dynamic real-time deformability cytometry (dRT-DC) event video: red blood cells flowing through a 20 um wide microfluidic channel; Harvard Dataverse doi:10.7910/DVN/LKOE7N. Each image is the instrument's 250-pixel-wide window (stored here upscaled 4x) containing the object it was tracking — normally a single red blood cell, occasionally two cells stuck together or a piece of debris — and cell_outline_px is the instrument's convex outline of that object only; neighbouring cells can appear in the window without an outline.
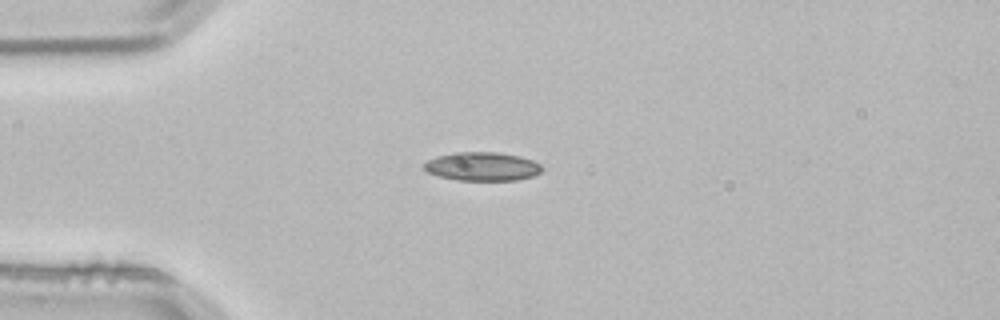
{"species": "common noctule bat (a hibernating species)", "species_latin": "Nyctalus noctula", "temperature_condition": "room temperature", "stored_images_in_passage": 2, "camera_frame_rate_fps": 3000, "um_per_image_px": 0.085, "animal": {"sex": "male", "body_mass_g": 21.5, "forearm_length_mm": 52.0}, "frame": {"image": 1, "passage_image": 1, "time_ms": 0.0, "image_size_px": [1000, 320], "cell_outline_px": [[544, 168], [540, 172], [532, 176], [516, 180], [456, 180], [440, 176], [428, 172], [424, 168], [424, 164], [428, 160], [436, 156], [456, 152], [496, 152], [520, 156], [532, 160], [540, 164]], "centroid_in_image_um": [41.0, 14.14], "position_along_channel_um": 44.0, "area_um2": 19.59}}
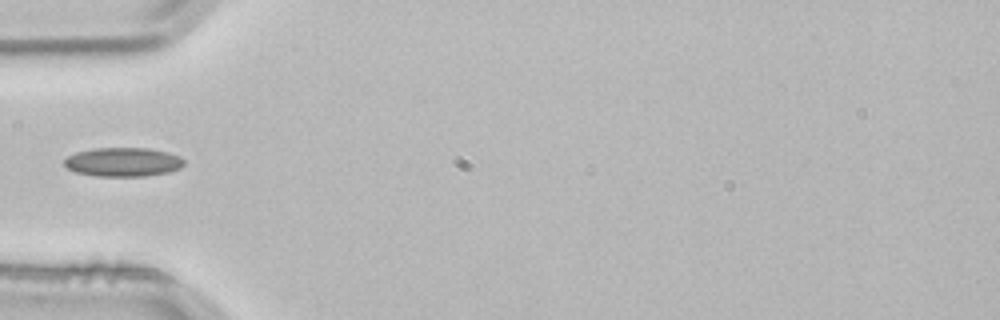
{"frame": {"image": 2, "passage_image": 2, "time_ms": 0.333, "image_size_px": [1000, 320], "cell_outline_px": [[184, 164], [180, 168], [168, 172], [144, 176], [96, 176], [76, 172], [68, 168], [64, 164], [64, 160], [68, 156], [76, 152], [96, 148], [148, 148], [168, 152], [180, 156], [184, 160]], "centroid_in_image_um": [10.47, 13.77], "position_along_channel_um": 74.5, "area_um2": 20.17}}